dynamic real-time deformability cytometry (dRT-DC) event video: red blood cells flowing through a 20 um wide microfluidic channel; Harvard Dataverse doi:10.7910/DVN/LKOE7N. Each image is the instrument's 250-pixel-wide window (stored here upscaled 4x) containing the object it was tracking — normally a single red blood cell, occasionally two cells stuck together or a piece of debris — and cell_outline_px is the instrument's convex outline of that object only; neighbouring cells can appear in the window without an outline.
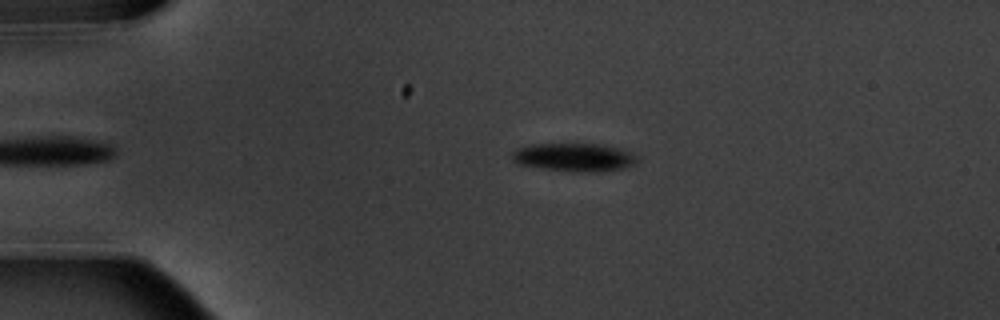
{"species": "common noctule bat (a hibernating species)", "species_latin": "Nyctalus noctula", "temperature_condition": "warm", "stored_images_in_passage": 5, "camera_frame_rate_fps": 3000, "um_per_image_px": 0.085, "animal": {"sex": "male", "body_mass_g": 20.1, "forearm_length_mm": 53.5}, "frame": {"image": 1, "passage_image": 5, "time_ms": 4.667, "image_size_px": [1000, 320], "cell_outline_px": [[640, 160], [624, 168], [596, 172], [572, 172], [540, 168], [520, 164], [512, 160], [512, 152], [516, 148], [524, 144], [600, 144], [624, 148], [640, 156]], "centroid_in_image_um": [48.84, 13.36], "position_along_channel_um": 36.2, "area_um2": 21.1}}